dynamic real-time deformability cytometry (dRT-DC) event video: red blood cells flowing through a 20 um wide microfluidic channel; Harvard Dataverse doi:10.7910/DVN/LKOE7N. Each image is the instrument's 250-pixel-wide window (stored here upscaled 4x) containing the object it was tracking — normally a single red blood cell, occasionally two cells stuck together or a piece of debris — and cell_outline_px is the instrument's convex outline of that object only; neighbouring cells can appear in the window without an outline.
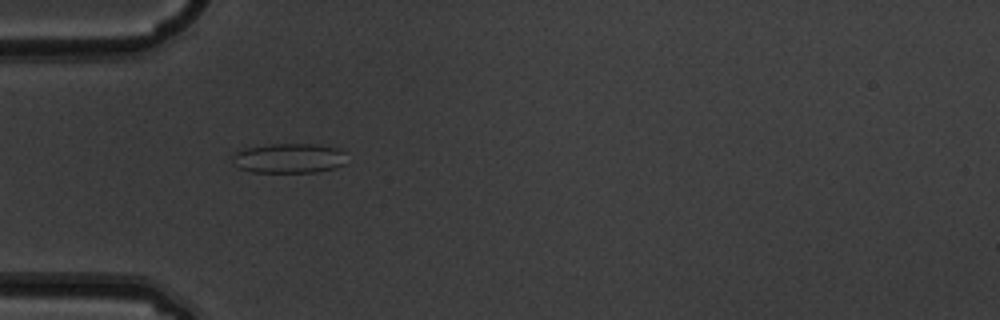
{"species": "common noctule bat (a hibernating species)", "species_latin": "Nyctalus noctula", "temperature_condition": "warm", "stored_images_in_passage": 4, "camera_frame_rate_fps": 3000, "um_per_image_px": 0.085, "animal": {"sex": "male", "body_mass_g": 19.5, "forearm_length_mm": 54.6}, "frame": {"image": 1, "passage_image": 3, "time_ms": 0.667, "image_size_px": [1000, 320], "cell_outline_px": [[344, 164], [332, 168], [316, 172], [252, 172], [240, 168], [232, 164], [232, 156], [236, 152], [244, 148], [272, 144], [312, 144], [340, 148], [344, 152]], "centroid_in_image_um": [24.52, 13.45], "position_along_channel_um": 60.5, "area_um2": 19.77}}